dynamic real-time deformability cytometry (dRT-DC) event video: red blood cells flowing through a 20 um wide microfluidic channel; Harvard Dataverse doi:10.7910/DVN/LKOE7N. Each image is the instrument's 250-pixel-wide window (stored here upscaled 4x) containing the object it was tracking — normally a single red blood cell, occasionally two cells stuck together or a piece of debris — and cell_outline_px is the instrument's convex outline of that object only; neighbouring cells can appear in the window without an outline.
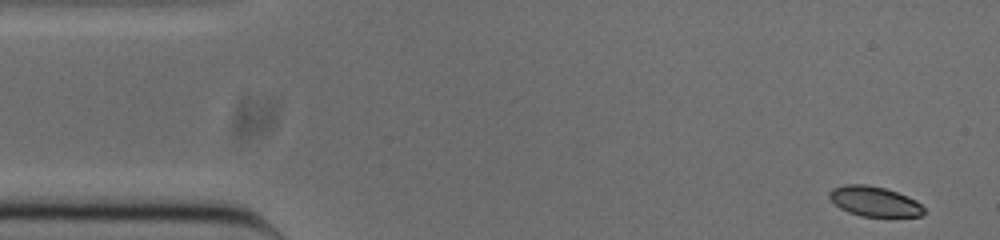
{"species": "common noctule bat (a hibernating species)", "species_latin": "Nyctalus noctula", "temperature_condition": "cold", "stored_images_in_passage": 51, "camera_frame_rate_fps": 3000, "um_per_image_px": 0.085, "animal": {"sex": "male", "body_mass_g": 20.0, "forearm_length_mm": 53.3}, "frame": {"image": 1, "passage_image": 1, "time_ms": 0.0, "image_size_px": [1000, 240], "cell_outline_px": [[924, 212], [920, 216], [860, 216], [848, 212], [840, 208], [828, 196], [828, 192], [832, 188], [844, 184], [864, 184], [884, 188], [908, 196], [916, 200], [924, 208]], "centroid_in_image_um": [74.3, 17.11], "position_along_channel_um": 10.7, "area_um2": 16.42}}
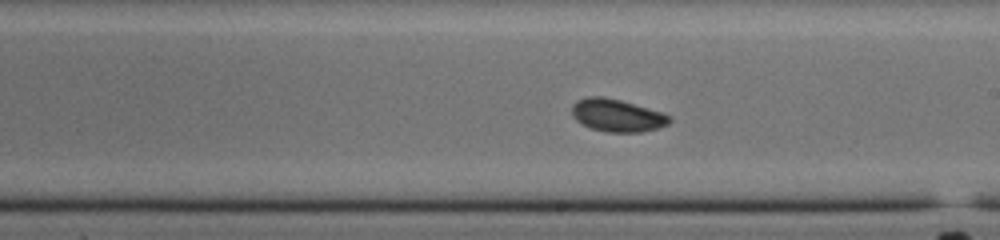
{"frame": {"image": 2, "passage_image": 27, "time_ms": 8.667, "image_size_px": [1000, 240], "cell_outline_px": [[672, 120], [668, 124], [656, 128], [640, 132], [608, 132], [592, 128], [580, 124], [572, 116], [572, 104], [576, 100], [588, 96], [604, 96], [620, 100], [660, 112], [672, 116]], "centroid_in_image_um": [52.41, 9.8], "position_along_channel_um": 236.6, "area_um2": 18.5}}
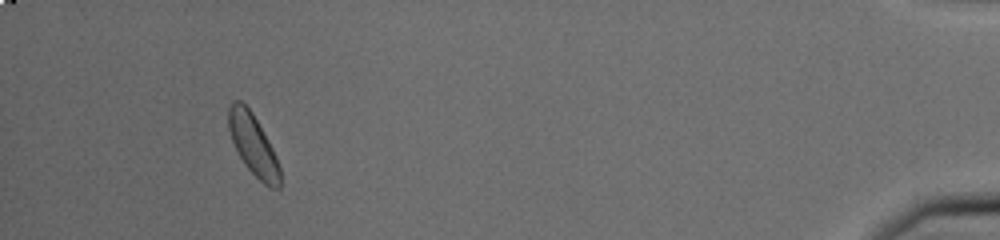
{"frame": {"image": 3, "passage_image": 47, "time_ms": 15.333, "image_size_px": [1000, 240], "cell_outline_px": [[280, 188], [268, 188], [244, 164], [232, 140], [228, 128], [228, 108], [232, 100], [240, 100], [252, 112], [268, 140], [276, 156], [280, 168]], "centroid_in_image_um": [21.51, 12.3], "position_along_channel_um": 413.7, "area_um2": 18.09}, "authors_computed_cell_mechanics": {"area_um2": 18.0914, "velocity_mm_per_s": 3.8227, "shape_relaxation_time_tau1_ms": 4.9265, "shape_relaxation_time_tau2_ms": 4.7659, "deformation_change_tau1": 0.1153, "deformation_change_tau2": 0.0671}}